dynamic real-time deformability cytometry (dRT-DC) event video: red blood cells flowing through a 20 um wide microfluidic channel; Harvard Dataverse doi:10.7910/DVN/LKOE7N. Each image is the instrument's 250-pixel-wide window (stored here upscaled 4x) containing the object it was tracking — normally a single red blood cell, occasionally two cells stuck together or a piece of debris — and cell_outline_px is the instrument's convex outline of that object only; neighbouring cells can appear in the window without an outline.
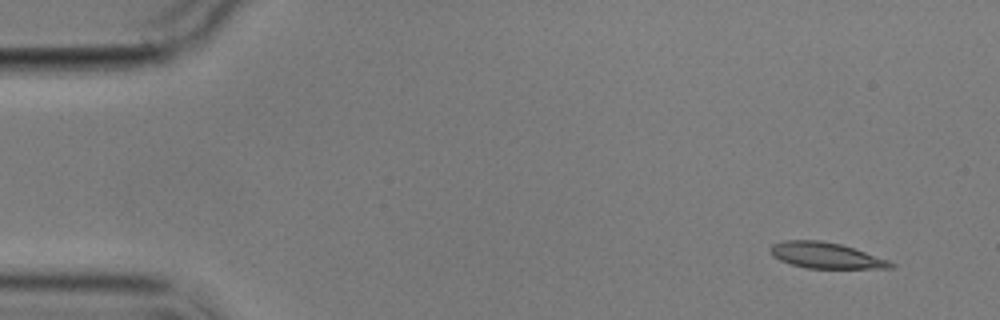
{"species": "common noctule bat (a hibernating species)", "species_latin": "Nyctalus noctula", "temperature_condition": "cold", "stored_images_in_passage": 4, "segment_of_instrument_passage": [2, 2], "camera_frame_rate_fps": 3000, "um_per_image_px": 0.085, "animal": {"sex": "male", "body_mass_g": 17.9}, "frame": {"image": 1, "passage_image": 4, "time_ms": 3.667, "image_size_px": [1000, 320], "cell_outline_px": [[896, 264], [892, 268], [808, 268], [792, 264], [780, 260], [772, 256], [768, 248], [772, 244], [784, 240], [820, 240], [840, 244], [888, 260]], "centroid_in_image_um": [70.14, 21.7], "position_along_channel_um": 14.9, "area_um2": 17.98}}